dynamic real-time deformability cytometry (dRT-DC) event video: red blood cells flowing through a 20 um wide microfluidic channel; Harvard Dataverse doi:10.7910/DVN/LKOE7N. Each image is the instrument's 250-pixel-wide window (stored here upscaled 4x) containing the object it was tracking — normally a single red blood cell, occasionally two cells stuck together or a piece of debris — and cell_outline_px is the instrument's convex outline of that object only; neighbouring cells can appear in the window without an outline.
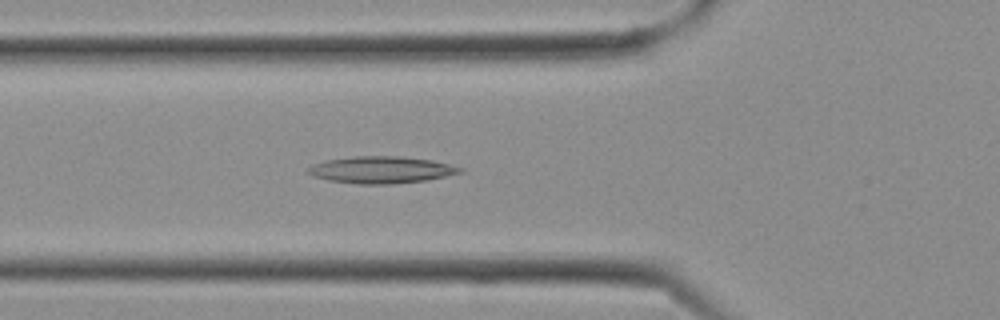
{"species": "Egyptian fruit bat (a non-hibernating species)", "species_latin": "Rousettus aegyptiacus", "temperature_condition": "cold", "stored_images_in_passage": 14, "camera_frame_rate_fps": 3000, "um_per_image_px": 0.085, "frame": {"image": 1, "passage_image": 7, "time_ms": 2.0, "image_size_px": [1000, 320], "cell_outline_px": [[464, 172], [424, 180], [388, 184], [356, 184], [328, 180], [312, 176], [308, 172], [308, 168], [312, 164], [328, 160], [352, 156], [400, 156], [432, 160], [464, 168]], "centroid_in_image_um": [32.39, 14.43], "position_along_channel_um": 93.4, "area_um2": 23.7}}
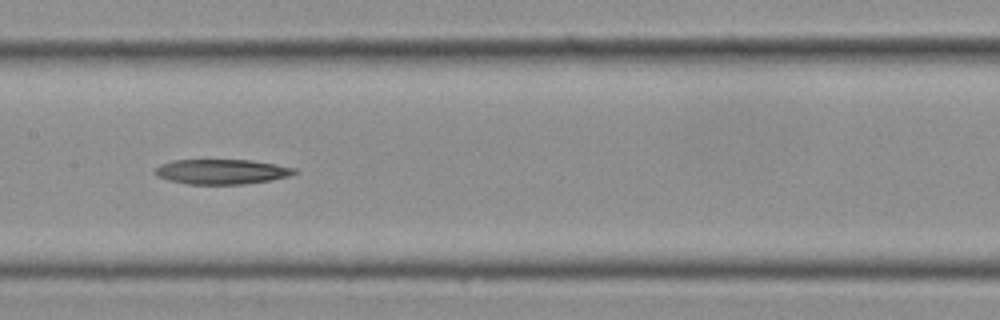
{"frame": {"image": 2, "passage_image": 11, "time_ms": 3.333, "image_size_px": [1000, 320], "cell_outline_px": [[300, 172], [288, 176], [268, 180], [244, 184], [188, 184], [168, 180], [156, 176], [152, 172], [160, 164], [172, 160], [252, 160], [276, 164], [296, 168]], "centroid_in_image_um": [18.82, 14.59], "position_along_channel_um": 188.6, "area_um2": 20.35}}
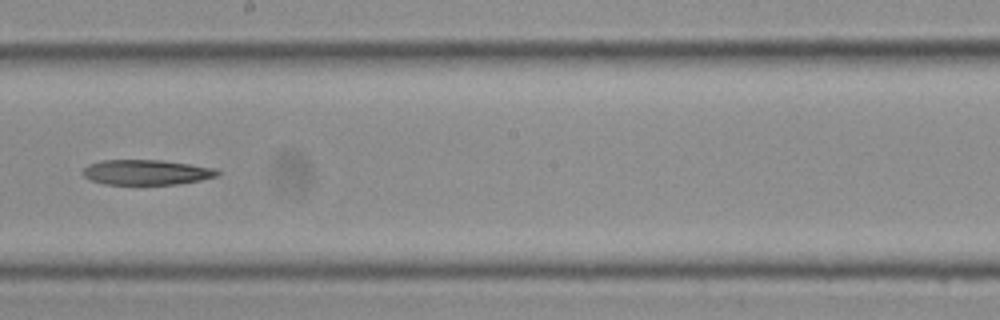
{"frame": {"image": 3, "passage_image": 13, "time_ms": 4.0, "image_size_px": [1000, 320], "cell_outline_px": [[220, 172], [216, 176], [200, 180], [176, 184], [104, 184], [92, 180], [84, 176], [80, 172], [88, 164], [100, 160], [164, 160], [192, 164], [212, 168]], "centroid_in_image_um": [12.4, 14.63], "position_along_channel_um": 235.8, "area_um2": 19.65}}